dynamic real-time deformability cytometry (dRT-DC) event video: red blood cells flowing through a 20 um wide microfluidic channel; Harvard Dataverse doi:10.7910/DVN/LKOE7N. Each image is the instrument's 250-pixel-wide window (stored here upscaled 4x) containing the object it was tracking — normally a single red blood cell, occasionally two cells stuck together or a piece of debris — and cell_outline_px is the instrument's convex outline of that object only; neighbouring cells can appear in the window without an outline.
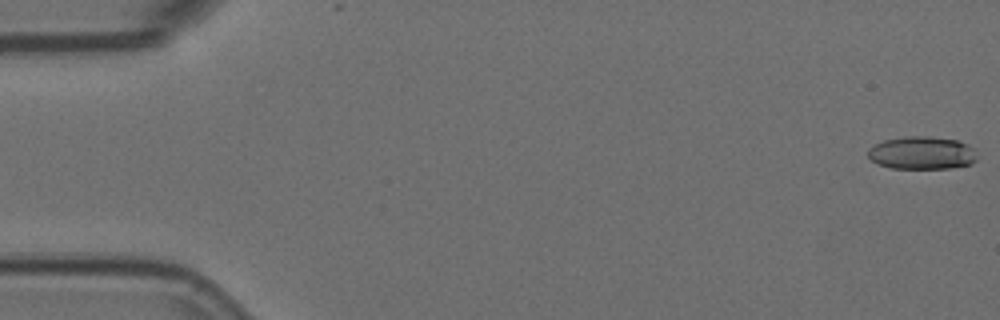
{"species": "Egyptian fruit bat (a non-hibernating species)", "species_latin": "Rousettus aegyptiacus", "temperature_condition": "room temperature", "stored_images_in_passage": 6, "segment_of_instrument_passage": [1, 2], "camera_frame_rate_fps": 3000, "um_per_image_px": 0.085, "animal": {"sex": "female"}, "frame": {"image": 1, "passage_image": 1, "time_ms": 0.0, "image_size_px": [1000, 320], "cell_outline_px": [[976, 160], [972, 164], [952, 168], [892, 168], [876, 164], [868, 156], [868, 148], [884, 140], [904, 136], [928, 136], [956, 140], [968, 144], [976, 148]], "centroid_in_image_um": [78.39, 13.0], "position_along_channel_um": 6.6, "area_um2": 21.1}}
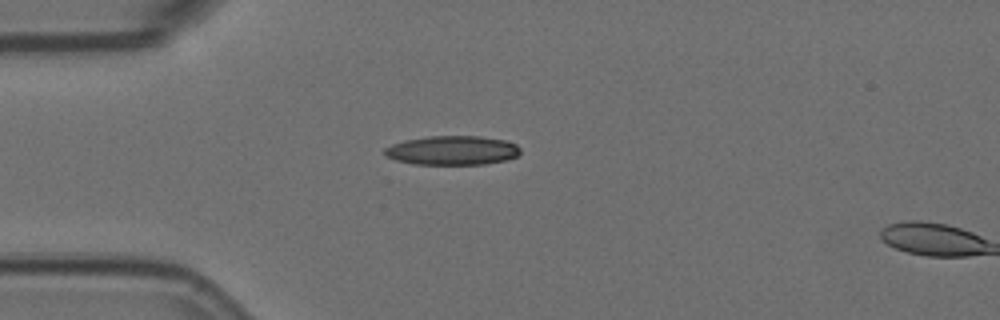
{"frame": {"image": 2, "passage_image": 5, "time_ms": 1.333, "image_size_px": [1000, 320], "cell_outline_px": [[520, 152], [516, 156], [508, 160], [484, 164], [412, 164], [396, 160], [384, 156], [384, 148], [392, 144], [404, 140], [428, 136], [480, 136], [504, 140], [516, 144], [520, 148]], "centroid_in_image_um": [38.43, 12.78], "position_along_channel_um": 46.6, "area_um2": 23.18}}